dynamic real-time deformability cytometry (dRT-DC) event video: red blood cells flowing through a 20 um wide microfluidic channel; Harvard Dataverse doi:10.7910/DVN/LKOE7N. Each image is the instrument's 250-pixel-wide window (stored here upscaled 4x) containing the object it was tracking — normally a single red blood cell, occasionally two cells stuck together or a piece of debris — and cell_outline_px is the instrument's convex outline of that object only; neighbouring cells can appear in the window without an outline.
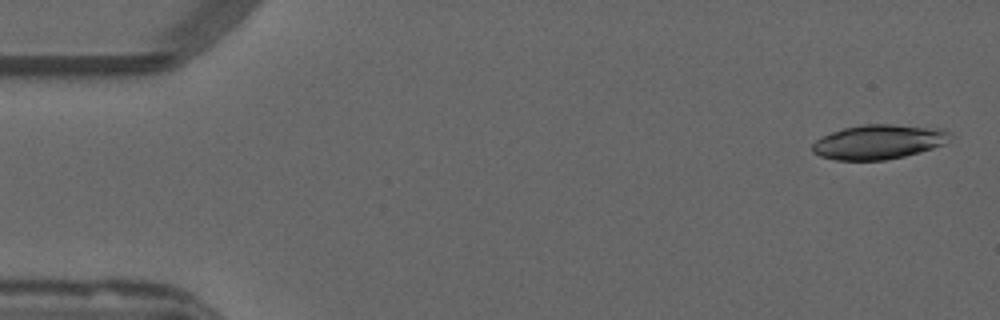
{"species": "common noctule bat (a hibernating species)", "species_latin": "Nyctalus noctula", "temperature_condition": "warm", "stored_images_in_passage": 52, "camera_frame_rate_fps": 3000, "um_per_image_px": 0.085, "animal": {"sex": "male", "forearm_length_mm": 52.5}, "frame": {"image": 1, "passage_image": 2, "time_ms": 0.333, "image_size_px": [1000, 320], "cell_outline_px": [[948, 132], [944, 144], [920, 152], [904, 156], [884, 160], [836, 160], [820, 156], [812, 152], [812, 144], [820, 136], [844, 128], [860, 124], [892, 124], [944, 128]], "centroid_in_image_um": [74.63, 12.05], "position_along_channel_um": 10.4, "area_um2": 27.63}}